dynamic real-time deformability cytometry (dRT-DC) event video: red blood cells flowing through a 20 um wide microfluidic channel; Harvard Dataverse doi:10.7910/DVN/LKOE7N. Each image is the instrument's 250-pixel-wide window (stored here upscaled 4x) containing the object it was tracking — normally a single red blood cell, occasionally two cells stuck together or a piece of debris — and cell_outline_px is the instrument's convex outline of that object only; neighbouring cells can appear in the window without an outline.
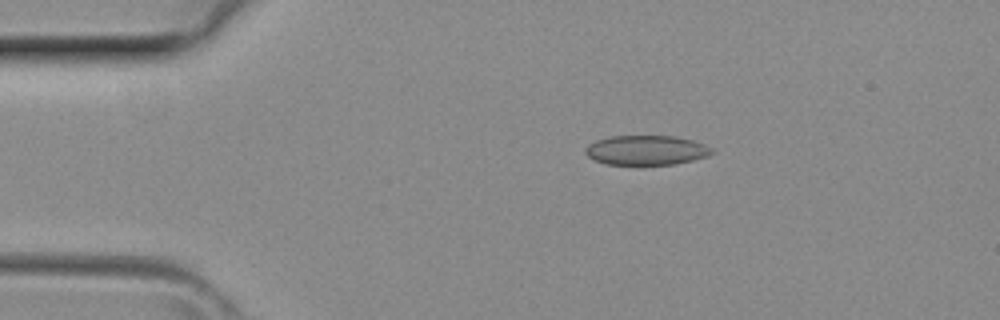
{"species": "common noctule bat (a hibernating species)", "species_latin": "Nyctalus noctula", "temperature_condition": "room temperature", "stored_images_in_passage": 3, "camera_frame_rate_fps": 3000, "um_per_image_px": 0.085, "animal": {"sex": "female", "body_mass_g": 29.2, "forearm_length_mm": 56.3}, "frame": {"image": 1, "passage_image": 2, "time_ms": 0.333, "image_size_px": [1000, 320], "cell_outline_px": [[716, 152], [708, 156], [676, 164], [604, 164], [588, 156], [584, 152], [584, 148], [588, 144], [596, 140], [608, 136], [676, 136], [692, 140], [704, 144], [712, 148]], "centroid_in_image_um": [54.94, 12.76], "position_along_channel_um": 30.1, "area_um2": 21.91}}